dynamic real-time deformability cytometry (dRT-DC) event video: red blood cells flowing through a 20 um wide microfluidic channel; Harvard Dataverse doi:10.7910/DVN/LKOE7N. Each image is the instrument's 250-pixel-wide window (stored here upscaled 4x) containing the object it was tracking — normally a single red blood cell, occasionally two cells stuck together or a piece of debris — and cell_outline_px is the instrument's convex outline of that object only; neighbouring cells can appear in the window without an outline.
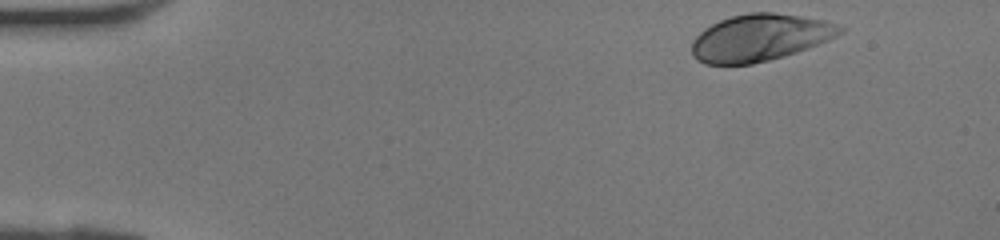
{"species": "human", "species_latin": "Homo sapiens", "temperature_condition": "room temperature", "stored_images_in_passage": 38, "camera_frame_rate_fps": 3000, "um_per_image_px": 0.085, "donor": {"sex": "female"}, "frame": {"image": 1, "passage_image": 1, "time_ms": 0.0, "image_size_px": [1000, 240], "cell_outline_px": [[848, 28], [844, 32], [828, 40], [808, 48], [784, 56], [752, 64], [704, 64], [696, 60], [692, 56], [692, 40], [704, 28], [720, 20], [732, 16], [748, 12], [772, 12], [800, 16], [824, 20]], "centroid_in_image_um": [64.59, 3.2], "position_along_channel_um": 20.4, "area_um2": 40.63}}
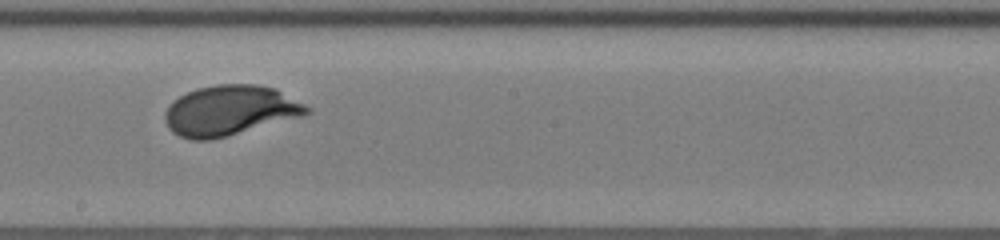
{"frame": {"image": 2, "passage_image": 20, "time_ms": 6.333, "image_size_px": [1000, 240], "cell_outline_px": [[312, 112], [304, 116], [212, 140], [192, 140], [180, 136], [172, 132], [168, 128], [164, 120], [164, 112], [180, 96], [196, 88], [216, 84], [256, 84], [276, 88], [312, 108]], "centroid_in_image_um": [19.58, 9.4], "position_along_channel_um": 228.6, "area_um2": 41.67}}
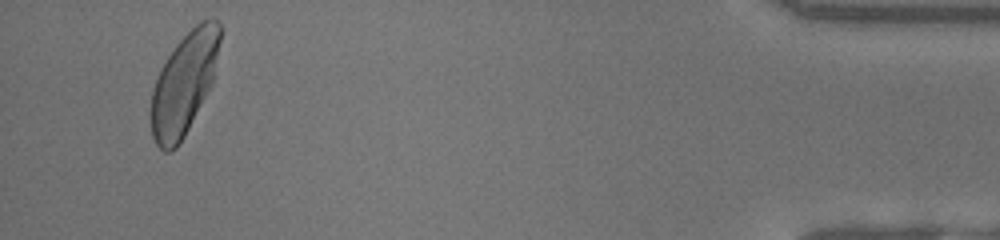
{"frame": {"image": 3, "passage_image": 36, "time_ms": 11.667, "image_size_px": [1000, 240], "cell_outline_px": [[224, 28], [212, 80], [184, 136], [176, 148], [168, 152], [164, 152], [156, 144], [152, 136], [152, 88], [160, 68], [176, 44], [200, 20], [212, 16]], "centroid_in_image_um": [15.66, 7.02], "position_along_channel_um": 419.5, "area_um2": 40.4}}